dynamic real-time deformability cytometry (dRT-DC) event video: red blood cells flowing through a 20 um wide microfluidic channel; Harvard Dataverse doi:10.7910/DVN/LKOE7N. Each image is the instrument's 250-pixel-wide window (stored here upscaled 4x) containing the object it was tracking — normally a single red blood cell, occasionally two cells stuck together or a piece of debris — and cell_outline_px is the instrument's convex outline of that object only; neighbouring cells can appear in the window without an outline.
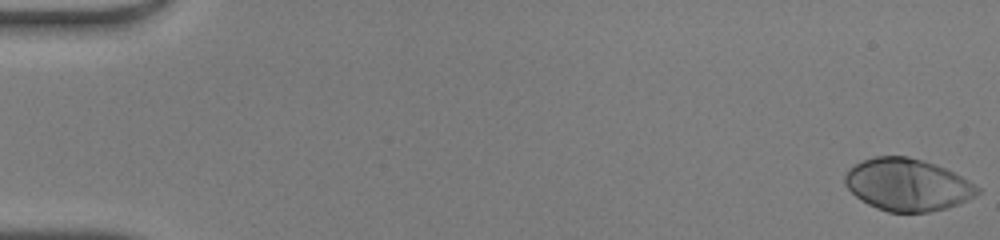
{"species": "human", "species_latin": "Homo sapiens", "temperature_condition": "warm", "stored_images_in_passage": 48, "camera_frame_rate_fps": 3000, "um_per_image_px": 0.085, "donor": {"sex": "male"}, "frame": {"image": 1, "passage_image": 1, "time_ms": 0.0, "image_size_px": [1000, 240], "cell_outline_px": [[980, 192], [956, 204], [944, 208], [928, 212], [888, 212], [876, 208], [860, 200], [844, 184], [844, 176], [848, 168], [864, 160], [876, 156], [908, 156], [936, 164], [968, 180], [980, 188]], "centroid_in_image_um": [77.08, 15.69], "position_along_channel_um": 7.9, "area_um2": 39.94}}
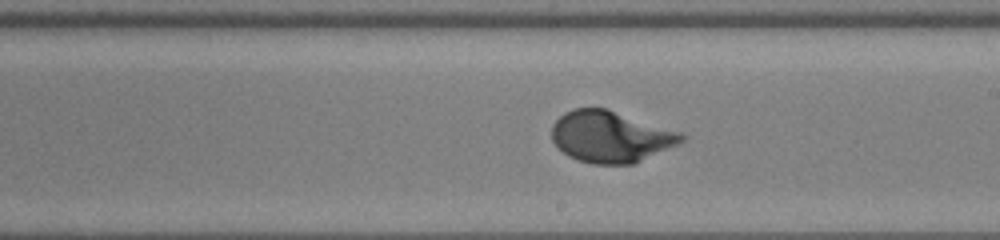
{"frame": {"image": 2, "passage_image": 29, "time_ms": 9.333, "image_size_px": [1000, 240], "cell_outline_px": [[688, 136], [680, 144], [632, 164], [592, 164], [568, 156], [552, 140], [552, 124], [564, 112], [572, 108], [608, 108], [684, 132]], "centroid_in_image_um": [51.96, 11.6], "position_along_channel_um": 237.0, "area_um2": 39.3}}
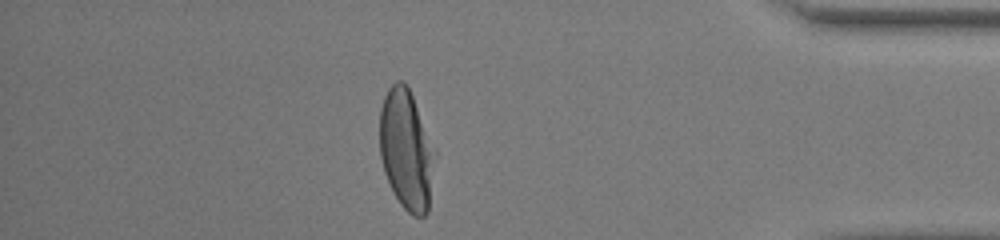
{"frame": {"image": 3, "passage_image": 43, "time_ms": 14.0, "image_size_px": [1000, 240], "cell_outline_px": [[436, 156], [428, 212], [424, 216], [412, 216], [400, 204], [384, 172], [380, 156], [380, 108], [384, 96], [388, 88], [396, 80], [404, 80], [412, 96], [436, 152]], "centroid_in_image_um": [34.54, 12.74], "position_along_channel_um": 400.7, "area_um2": 38.55}, "authors_computed_cell_mechanics": {"area_um2": 38.9861, "velocity_mm_per_s": 4.2512, "shape_relaxation_time_tau1_ms": 2.9797, "shape_relaxation_time_tau2_ms": null, "deformation_change_tau1": 0.2157, "deformation_change_tau2": null}}